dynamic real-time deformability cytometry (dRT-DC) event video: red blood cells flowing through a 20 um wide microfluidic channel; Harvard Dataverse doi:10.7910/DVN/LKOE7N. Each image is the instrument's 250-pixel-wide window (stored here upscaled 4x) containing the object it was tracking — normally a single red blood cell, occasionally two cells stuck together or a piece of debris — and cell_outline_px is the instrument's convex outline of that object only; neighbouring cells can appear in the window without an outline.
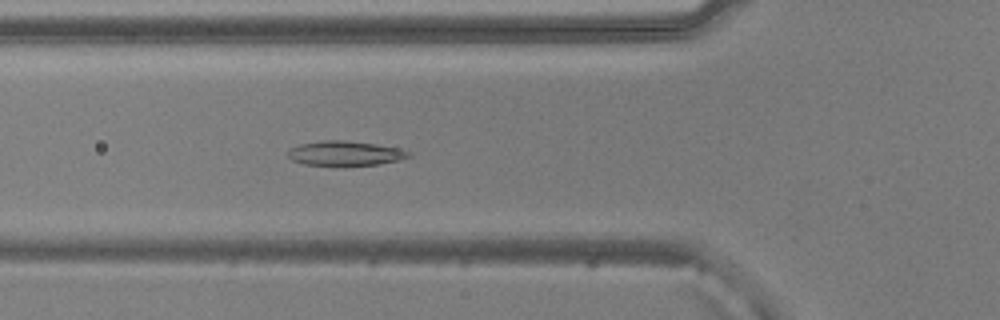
{"species": "common noctule bat (a hibernating species)", "species_latin": "Nyctalus noctula", "temperature_condition": "warm", "stored_images_in_passage": 51, "camera_frame_rate_fps": 3000, "um_per_image_px": 0.085, "animal": {"sex": "male", "body_mass_g": 20.5, "forearm_length_mm": 52.5}, "frame": {"image": 1, "passage_image": 17, "time_ms": 5.333, "image_size_px": [1000, 320], "cell_outline_px": [[412, 156], [400, 160], [380, 164], [304, 164], [292, 160], [288, 156], [288, 148], [300, 144], [324, 140], [344, 140], [376, 144], [396, 148], [412, 152]], "centroid_in_image_um": [29.35, 13.01], "position_along_channel_um": 96.5, "area_um2": 16.99}}
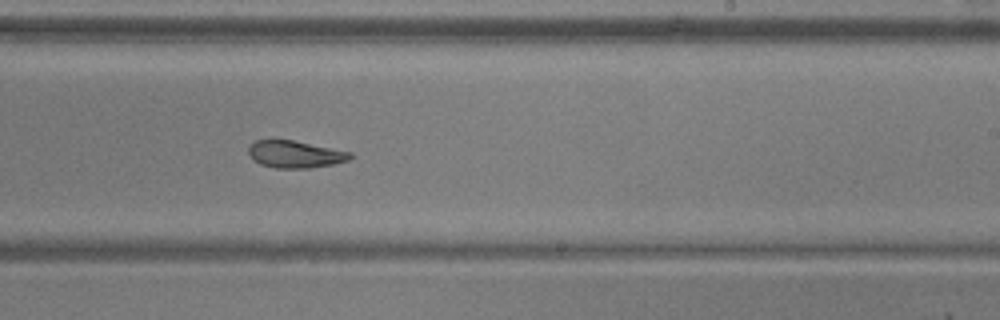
{"frame": {"image": 2, "passage_image": 30, "time_ms": 9.667, "image_size_px": [1000, 320], "cell_outline_px": [[352, 156], [348, 160], [332, 164], [308, 168], [276, 168], [260, 164], [248, 152], [248, 148], [256, 140], [292, 140], [352, 152]], "centroid_in_image_um": [25.1, 13.11], "position_along_channel_um": 263.9, "area_um2": 15.78}}
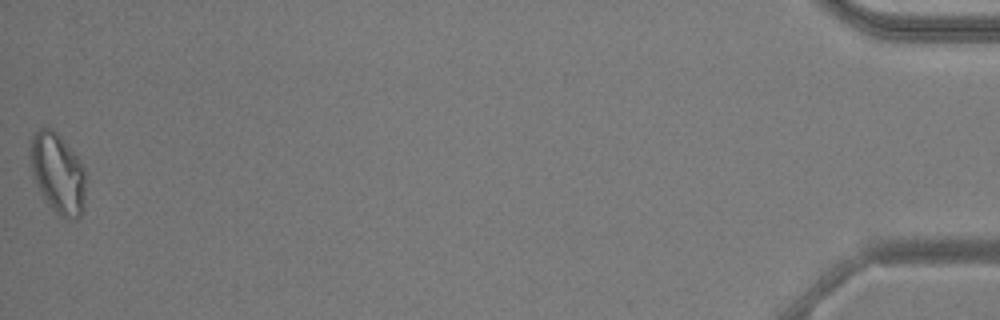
{"frame": {"image": 3, "passage_image": 51, "time_ms": 16.667, "image_size_px": [1000, 320], "cell_outline_px": [[84, 212], [76, 220], [72, 220], [60, 216], [48, 204], [32, 176], [32, 132], [40, 128], [52, 128], [60, 136], [80, 160], [84, 168]], "centroid_in_image_um": [4.94, 14.75], "position_along_channel_um": 430.3, "area_um2": 25.55}, "authors_computed_cell_mechanics": {"area_um2": 18.6116, "velocity_mm_per_s": 3.8541, "shape_relaxation_time_tau1_ms": 8.2724, "shape_relaxation_time_tau2_ms": 3.1276, "deformation_change_tau1": 0.1922, "deformation_change_tau2": 0.1022}}